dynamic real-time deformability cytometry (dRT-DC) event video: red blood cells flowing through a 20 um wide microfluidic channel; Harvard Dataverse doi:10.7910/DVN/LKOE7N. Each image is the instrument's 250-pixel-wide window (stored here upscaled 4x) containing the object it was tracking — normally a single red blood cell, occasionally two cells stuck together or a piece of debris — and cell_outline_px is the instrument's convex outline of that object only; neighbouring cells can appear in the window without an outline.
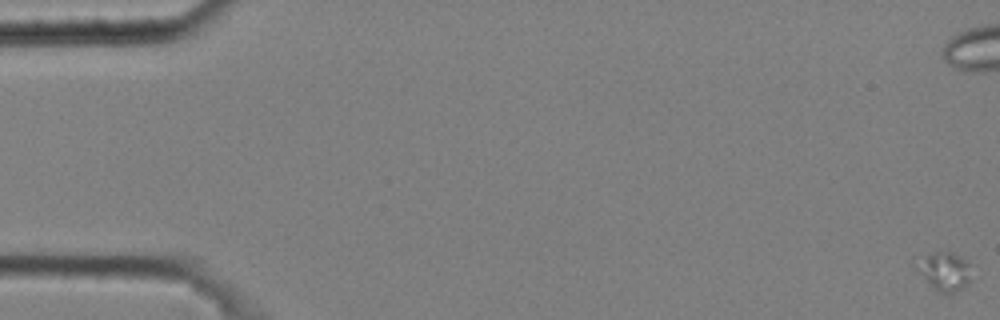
{"species": "common noctule bat (a hibernating species)", "species_latin": "Nyctalus noctula", "temperature_condition": "cold", "stored_images_in_passage": 55, "camera_frame_rate_fps": 3000, "um_per_image_px": 0.085, "animal": {"sex": "male", "body_mass_g": 20.4}, "frame": {"image": 1, "passage_image": 1, "time_ms": 0.0, "image_size_px": [1000, 320], "cell_outline_px": [[972, 264], [968, 280], [956, 292], [940, 292], [916, 268], [928, 256], [936, 252], [952, 252], [968, 260]], "centroid_in_image_um": [80.4, 23.03], "position_along_channel_um": 4.6, "area_um2": 11.27}}